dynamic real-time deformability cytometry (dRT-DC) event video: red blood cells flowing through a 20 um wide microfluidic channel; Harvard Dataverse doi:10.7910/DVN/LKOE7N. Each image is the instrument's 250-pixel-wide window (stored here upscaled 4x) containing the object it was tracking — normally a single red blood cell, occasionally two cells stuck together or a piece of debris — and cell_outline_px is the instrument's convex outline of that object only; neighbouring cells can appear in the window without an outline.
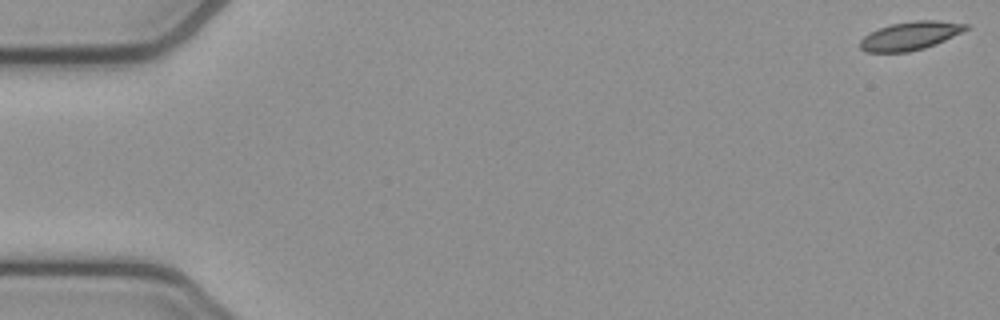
{"species": "common noctule bat (a hibernating species)", "species_latin": "Nyctalus noctula", "temperature_condition": "cold", "stored_images_in_passage": 51, "camera_frame_rate_fps": 3000, "um_per_image_px": 0.085, "animal": {"sex": "female", "body_mass_g": 21.9}, "frame": {"image": 1, "passage_image": 1, "time_ms": 0.0, "image_size_px": [1000, 320], "cell_outline_px": [[968, 28], [944, 40], [924, 48], [908, 52], [864, 52], [860, 48], [860, 40], [864, 36], [880, 28], [892, 24], [916, 20], [936, 20], [968, 24]], "centroid_in_image_um": [77.33, 3.05], "position_along_channel_um": 7.7, "area_um2": 17.17}}
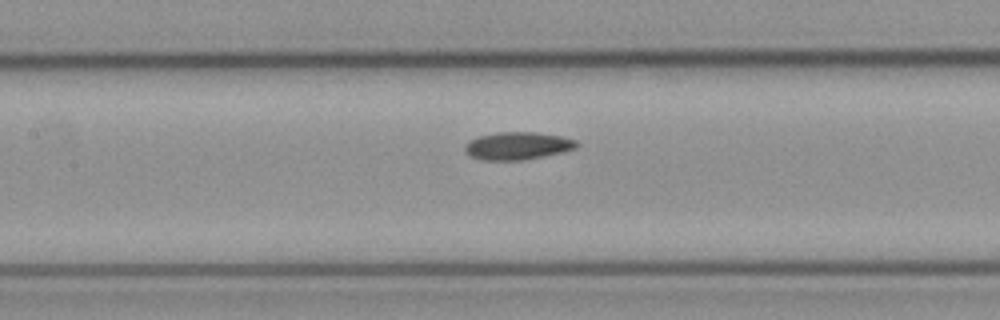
{"frame": {"image": 2, "passage_image": 25, "time_ms": 8.0, "image_size_px": [1000, 320], "cell_outline_px": [[580, 144], [576, 148], [564, 152], [520, 160], [484, 160], [468, 156], [464, 152], [464, 148], [468, 140], [480, 136], [496, 132], [536, 132], [560, 136], [576, 140]], "centroid_in_image_um": [43.97, 12.39], "position_along_channel_um": 163.4, "area_um2": 18.09}}
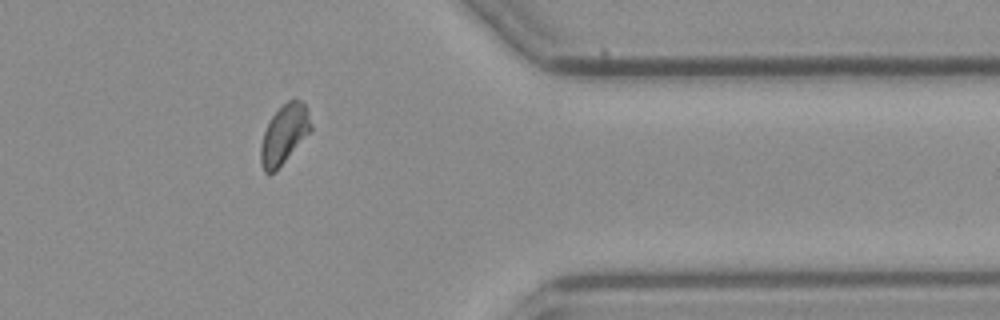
{"frame": {"image": 3, "passage_image": 44, "time_ms": 14.333, "image_size_px": [1000, 320], "cell_outline_px": [[312, 128], [276, 172], [264, 172], [260, 164], [260, 144], [264, 132], [272, 116], [288, 100], [304, 100], [312, 124]], "centroid_in_image_um": [24.14, 11.43], "position_along_channel_um": 387.3, "area_um2": 17.11}}